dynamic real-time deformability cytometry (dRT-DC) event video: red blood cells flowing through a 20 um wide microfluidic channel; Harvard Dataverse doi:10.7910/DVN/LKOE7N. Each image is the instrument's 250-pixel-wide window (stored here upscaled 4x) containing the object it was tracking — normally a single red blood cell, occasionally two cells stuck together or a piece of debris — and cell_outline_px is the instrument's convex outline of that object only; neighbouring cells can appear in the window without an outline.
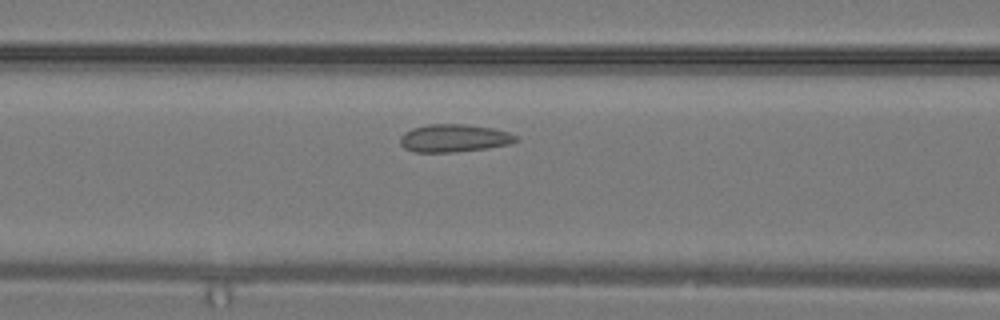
{"species": "common noctule bat (a hibernating species)", "species_latin": "Nyctalus noctula", "temperature_condition": "warm", "stored_images_in_passage": 28, "camera_frame_rate_fps": 3000, "um_per_image_px": 0.085, "animal": {"sex": "male", "body_mass_g": 19.2, "forearm_length_mm": 51.8}, "frame": {"image": 1, "passage_image": 11, "time_ms": 3.333, "image_size_px": [1000, 320], "cell_outline_px": [[520, 140], [508, 144], [488, 148], [452, 152], [416, 152], [404, 148], [400, 144], [400, 136], [404, 132], [412, 128], [428, 124], [464, 124], [492, 128], [508, 132], [516, 136]], "centroid_in_image_um": [38.57, 11.74], "position_along_channel_um": 128.0, "area_um2": 18.73}}
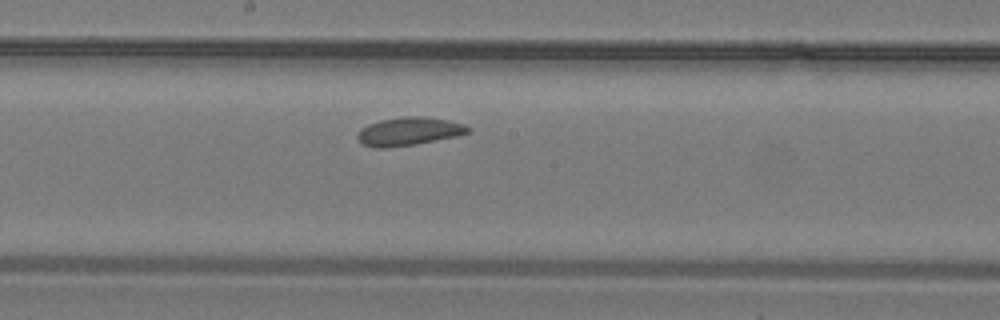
{"frame": {"image": 2, "passage_image": 15, "time_ms": 4.667, "image_size_px": [1000, 320], "cell_outline_px": [[472, 132], [456, 136], [416, 144], [388, 148], [376, 148], [360, 144], [356, 136], [360, 128], [368, 124], [380, 120], [404, 116], [420, 116], [448, 120], [464, 124], [472, 128]], "centroid_in_image_um": [34.73, 11.17], "position_along_channel_um": 213.5, "area_um2": 18.44}}
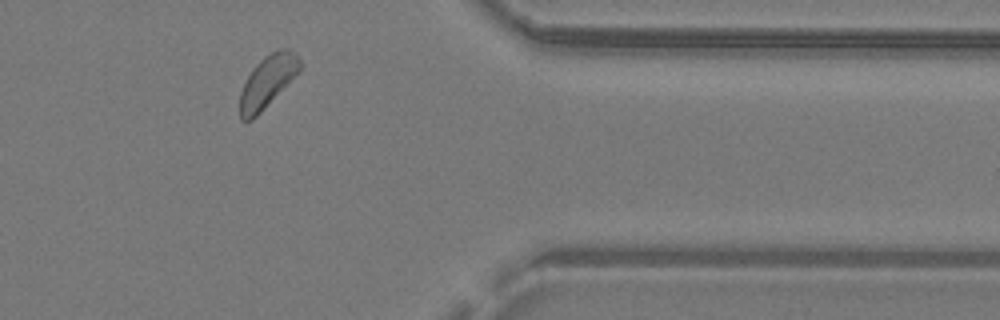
{"frame": {"image": 3, "passage_image": 24, "time_ms": 7.667, "image_size_px": [1000, 320], "cell_outline_px": [[304, 64], [260, 112], [252, 120], [240, 120], [240, 92], [252, 68], [264, 56], [272, 52], [284, 48], [288, 48]], "centroid_in_image_um": [22.7, 6.91], "position_along_channel_um": 388.7, "area_um2": 17.46}}